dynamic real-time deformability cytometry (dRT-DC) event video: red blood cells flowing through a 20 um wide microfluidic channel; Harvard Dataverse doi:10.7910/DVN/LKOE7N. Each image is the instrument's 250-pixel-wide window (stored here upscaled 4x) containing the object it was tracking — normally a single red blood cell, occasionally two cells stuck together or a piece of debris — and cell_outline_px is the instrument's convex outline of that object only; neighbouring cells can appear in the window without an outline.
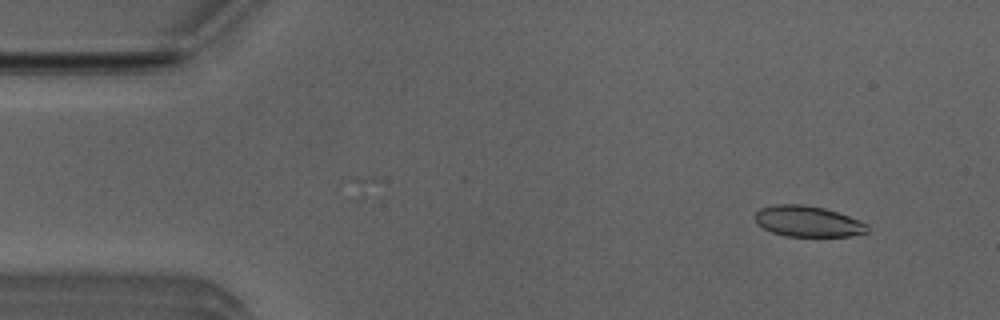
{"species": "Egyptian fruit bat (a non-hibernating species)", "species_latin": "Rousettus aegyptiacus", "temperature_condition": "room temperature", "stored_images_in_passage": 48, "camera_frame_rate_fps": 3000, "um_per_image_px": 0.085, "animal": {"sex": "male"}, "frame": {"image": 1, "passage_image": 5, "time_ms": 1.333, "image_size_px": [1000, 320], "cell_outline_px": [[868, 232], [848, 236], [784, 236], [772, 232], [764, 228], [756, 220], [756, 212], [760, 208], [776, 204], [800, 204], [824, 208], [848, 216], [868, 224]], "centroid_in_image_um": [68.67, 18.81], "position_along_channel_um": 16.3, "area_um2": 19.94}}
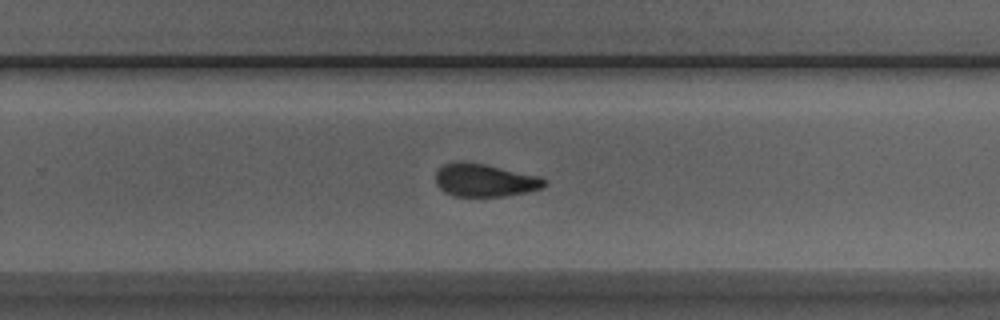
{"frame": {"image": 2, "passage_image": 33, "time_ms": 10.667, "image_size_px": [1000, 320], "cell_outline_px": [[548, 184], [540, 188], [528, 192], [504, 196], [452, 196], [444, 192], [436, 184], [436, 172], [444, 164], [460, 160], [484, 164], [540, 176]], "centroid_in_image_um": [41.18, 15.32], "position_along_channel_um": 288.6, "area_um2": 20.87}}
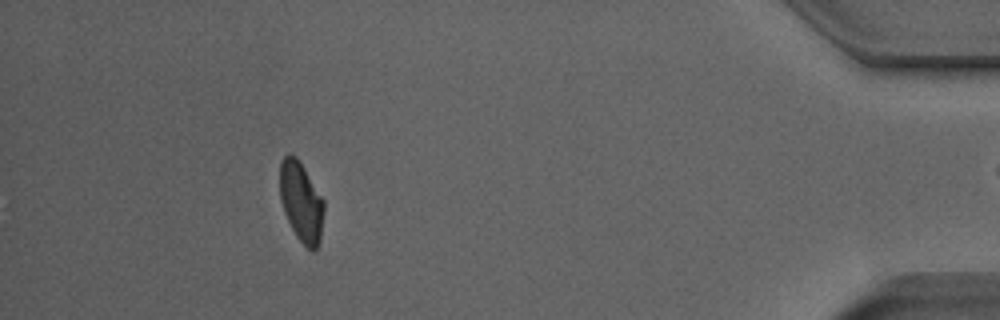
{"frame": {"image": 3, "passage_image": 47, "time_ms": 15.333, "image_size_px": [1000, 320], "cell_outline_px": [[324, 212], [320, 240], [316, 248], [312, 252], [296, 236], [284, 212], [280, 200], [280, 160], [288, 152], [296, 156], [304, 168], [324, 200]], "centroid_in_image_um": [25.59, 17.13], "position_along_channel_um": 409.6, "area_um2": 20.52}}